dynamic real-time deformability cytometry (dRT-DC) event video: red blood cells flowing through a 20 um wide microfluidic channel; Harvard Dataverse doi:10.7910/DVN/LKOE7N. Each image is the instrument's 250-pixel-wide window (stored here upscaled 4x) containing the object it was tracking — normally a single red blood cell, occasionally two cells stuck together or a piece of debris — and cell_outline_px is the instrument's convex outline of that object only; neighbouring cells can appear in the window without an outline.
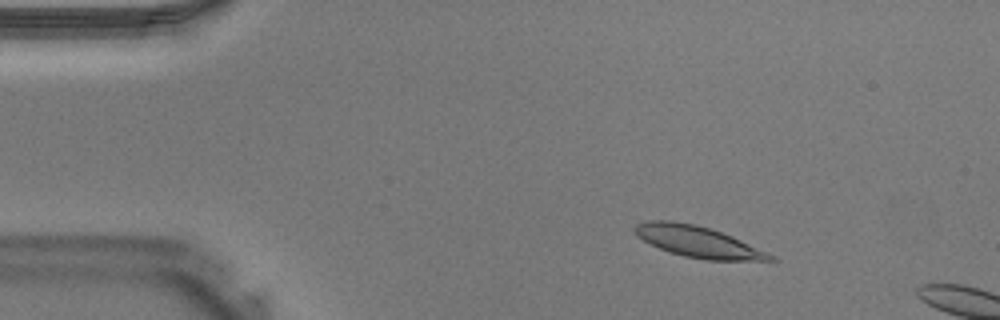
{"species": "Egyptian fruit bat (a non-hibernating species)", "species_latin": "Rousettus aegyptiacus", "temperature_condition": "warm", "stored_images_in_passage": 9, "camera_frame_rate_fps": 3000, "um_per_image_px": 0.085, "animal": {"sex": "male"}, "frame": {"image": 1, "passage_image": 6, "time_ms": 1.667, "image_size_px": [1000, 320], "cell_outline_px": [[776, 260], [704, 260], [684, 256], [660, 248], [636, 236], [632, 228], [636, 224], [644, 220], [672, 220], [696, 224], [732, 236], [768, 252], [776, 256]], "centroid_in_image_um": [59.3, 20.53], "position_along_channel_um": 25.7, "area_um2": 24.57}}